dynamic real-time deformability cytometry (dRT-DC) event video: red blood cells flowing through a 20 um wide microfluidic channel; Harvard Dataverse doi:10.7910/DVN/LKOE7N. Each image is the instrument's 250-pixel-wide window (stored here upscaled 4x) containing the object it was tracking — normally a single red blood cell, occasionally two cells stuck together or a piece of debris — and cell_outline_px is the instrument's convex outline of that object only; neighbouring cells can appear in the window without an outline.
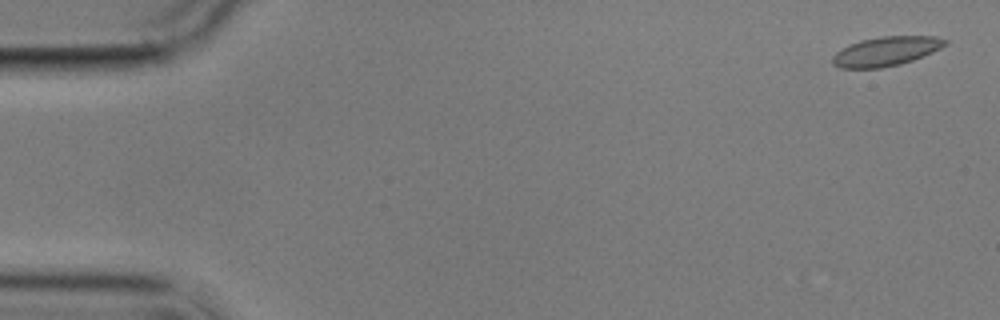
{"species": "common noctule bat (a hibernating species)", "species_latin": "Nyctalus noctula", "temperature_condition": "cold", "stored_images_in_passage": 11, "camera_frame_rate_fps": 3000, "um_per_image_px": 0.085, "animal": {"sex": "male", "body_mass_g": 17.9}, "frame": {"image": 1, "passage_image": 1, "time_ms": 0.0, "image_size_px": [1000, 320], "cell_outline_px": [[948, 44], [932, 52], [912, 60], [900, 64], [880, 68], [840, 68], [832, 64], [832, 56], [836, 52], [848, 44], [860, 40], [884, 36], [936, 36], [948, 40]], "centroid_in_image_um": [75.3, 4.35], "position_along_channel_um": 9.7, "area_um2": 19.25}}
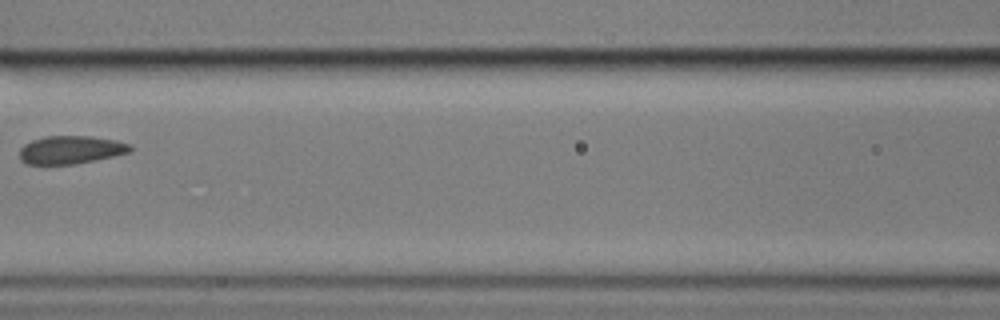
{"frame": {"image": 2, "passage_image": 7, "time_ms": 8.0, "image_size_px": [1000, 320], "cell_outline_px": [[132, 148], [128, 152], [96, 160], [72, 164], [24, 164], [20, 160], [20, 148], [24, 144], [32, 140], [44, 136], [92, 136], [116, 140], [132, 144]], "centroid_in_image_um": [5.99, 12.73], "position_along_channel_um": 160.6, "area_um2": 18.15}}
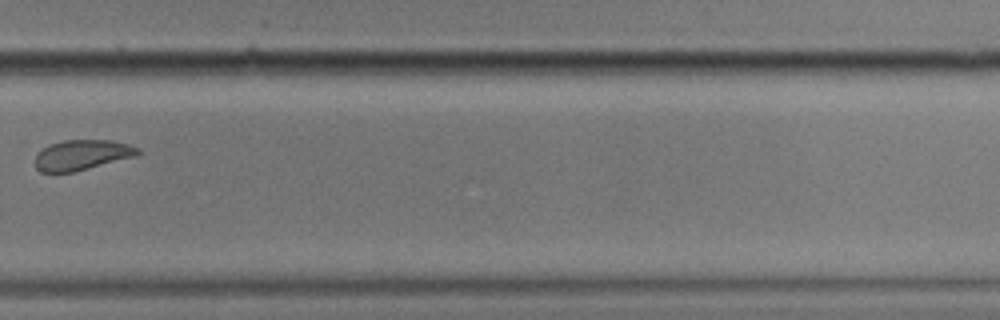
{"frame": {"image": 3, "passage_image": 11, "time_ms": 12.667, "image_size_px": [1000, 320], "cell_outline_px": [[140, 152], [136, 156], [72, 172], [40, 172], [36, 168], [36, 156], [44, 148], [52, 144], [64, 140], [112, 140], [128, 144], [140, 148]], "centroid_in_image_um": [7.0, 13.16], "position_along_channel_um": 322.8, "area_um2": 17.8}}